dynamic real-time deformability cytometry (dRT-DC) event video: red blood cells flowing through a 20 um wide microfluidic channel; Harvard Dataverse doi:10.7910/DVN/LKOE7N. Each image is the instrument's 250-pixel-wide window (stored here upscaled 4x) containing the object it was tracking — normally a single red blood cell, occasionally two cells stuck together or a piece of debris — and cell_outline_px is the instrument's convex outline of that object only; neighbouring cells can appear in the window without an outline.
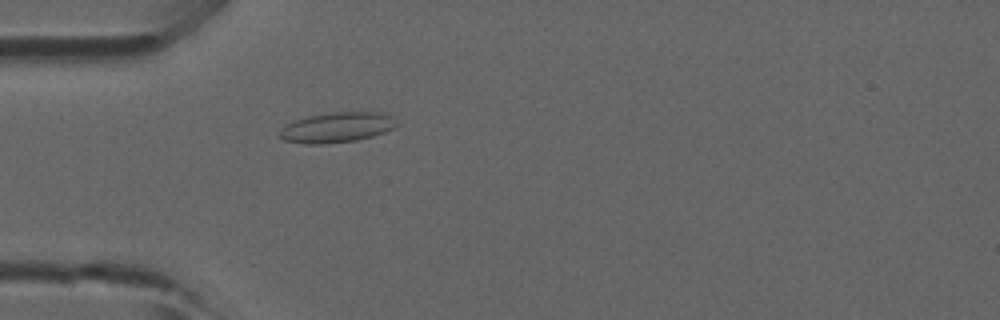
{"species": "common noctule bat (a hibernating species)", "species_latin": "Nyctalus noctula", "temperature_condition": "room temperature", "stored_images_in_passage": 47, "camera_frame_rate_fps": 3000, "um_per_image_px": 0.085, "animal": {"sex": "male", "forearm_length_mm": 52.5}, "frame": {"image": 1, "passage_image": 14, "time_ms": 4.333, "image_size_px": [1000, 320], "cell_outline_px": [[400, 124], [396, 128], [372, 136], [356, 140], [324, 144], [304, 144], [284, 140], [276, 136], [280, 128], [296, 120], [308, 116], [332, 112], [380, 112], [392, 116]], "centroid_in_image_um": [28.64, 10.83], "position_along_channel_um": 56.4, "area_um2": 20.81}}
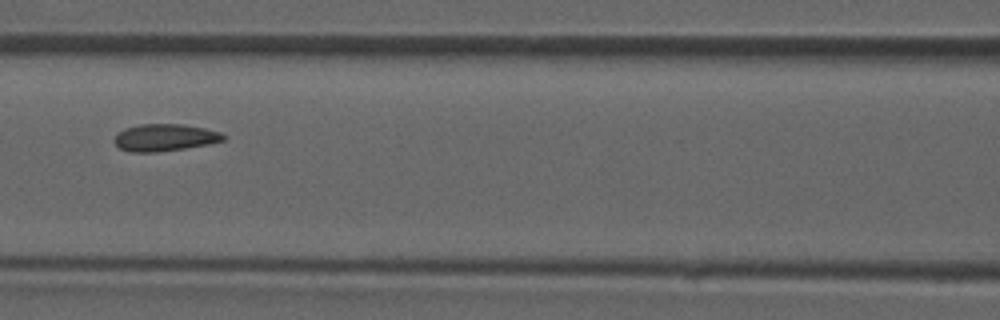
{"frame": {"image": 2, "passage_image": 21, "time_ms": 6.667, "image_size_px": [1000, 320], "cell_outline_px": [[224, 140], [208, 144], [184, 148], [156, 152], [132, 152], [120, 148], [112, 140], [116, 132], [124, 128], [140, 124], [180, 124], [204, 128], [220, 132], [224, 136]], "centroid_in_image_um": [13.94, 11.68], "position_along_channel_um": 152.7, "area_um2": 17.17}}
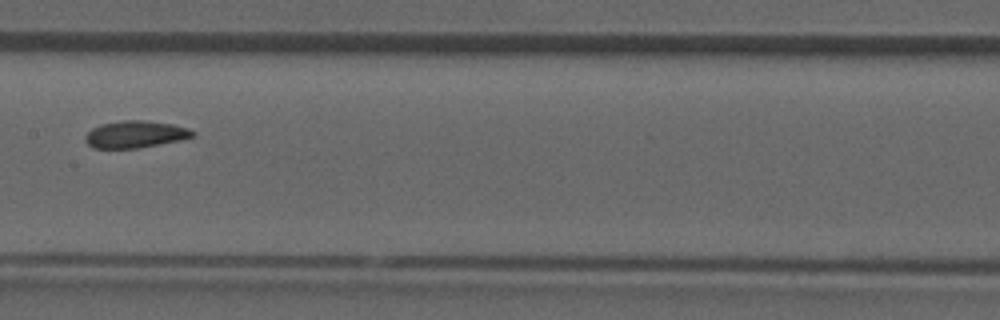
{"frame": {"image": 3, "passage_image": 24, "time_ms": 7.667, "image_size_px": [1000, 320], "cell_outline_px": [[196, 136], [180, 140], [136, 148], [92, 148], [84, 140], [84, 136], [92, 128], [100, 124], [124, 120], [144, 120], [172, 124], [188, 128], [196, 132]], "centroid_in_image_um": [11.49, 11.41], "position_along_channel_um": 195.9, "area_um2": 16.94}}